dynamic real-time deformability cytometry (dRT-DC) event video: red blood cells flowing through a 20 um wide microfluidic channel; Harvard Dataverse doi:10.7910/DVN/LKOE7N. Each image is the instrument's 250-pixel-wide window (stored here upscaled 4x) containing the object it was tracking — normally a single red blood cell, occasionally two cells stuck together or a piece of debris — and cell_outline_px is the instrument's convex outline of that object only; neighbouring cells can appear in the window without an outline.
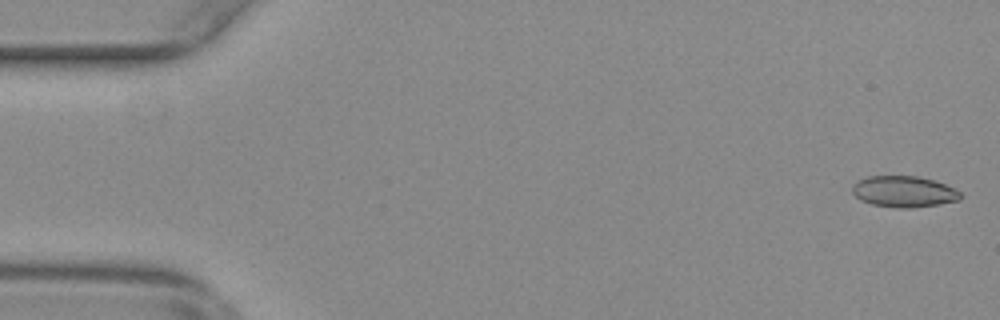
{"species": "common noctule bat (a hibernating species)", "species_latin": "Nyctalus noctula", "temperature_condition": "warm", "stored_images_in_passage": 55, "camera_frame_rate_fps": 3000, "um_per_image_px": 0.085, "animal": {"sex": "female", "body_mass_g": 29.2, "forearm_length_mm": 56.3}, "frame": {"image": 1, "passage_image": 2, "time_ms": 0.333, "image_size_px": [1000, 320], "cell_outline_px": [[964, 196], [960, 200], [940, 204], [912, 208], [900, 208], [872, 204], [860, 200], [852, 192], [852, 184], [868, 176], [916, 176], [932, 180], [944, 184], [960, 192]], "centroid_in_image_um": [76.83, 16.29], "position_along_channel_um": 8.2, "area_um2": 19.59}}
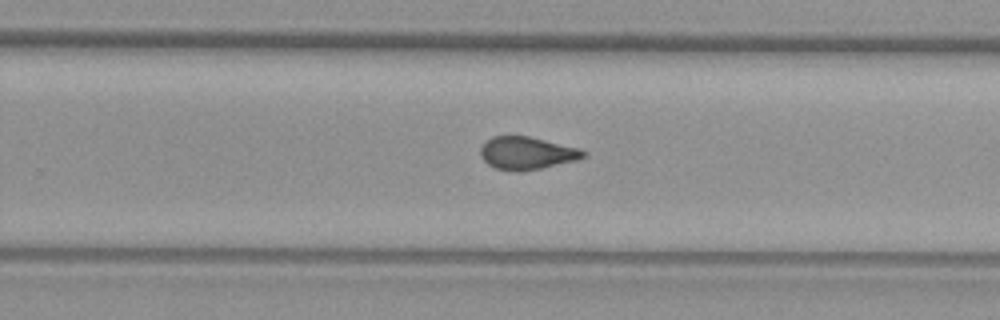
{"frame": {"image": 2, "passage_image": 35, "time_ms": 11.333, "image_size_px": [1000, 320], "cell_outline_px": [[588, 156], [576, 160], [540, 168], [520, 172], [512, 172], [496, 168], [488, 164], [480, 156], [480, 148], [484, 140], [492, 136], [528, 136], [580, 148], [588, 152]], "centroid_in_image_um": [44.77, 13.01], "position_along_channel_um": 285.0, "area_um2": 19.83}}
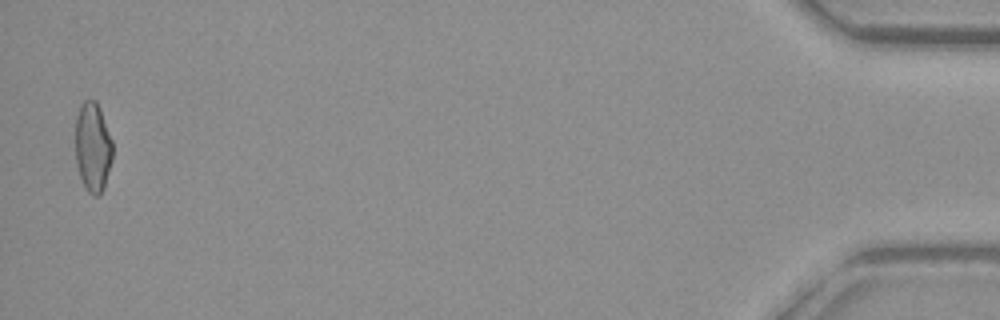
{"frame": {"image": 3, "passage_image": 54, "time_ms": 17.667, "image_size_px": [1000, 320], "cell_outline_px": [[112, 160], [104, 188], [100, 196], [92, 196], [88, 192], [80, 176], [76, 164], [76, 116], [80, 104], [84, 100], [96, 100], [100, 108], [112, 140]], "centroid_in_image_um": [7.89, 12.51], "position_along_channel_um": 427.3, "area_um2": 19.54}, "authors_computed_cell_mechanics": {"area_um2": 19.7676, "velocity_mm_per_s": 3.8075, "shape_relaxation_time_tau1_ms": null, "shape_relaxation_time_tau2_ms": 1.7108, "deformation_change_tau1": null, "deformation_change_tau2": 0.0644}}